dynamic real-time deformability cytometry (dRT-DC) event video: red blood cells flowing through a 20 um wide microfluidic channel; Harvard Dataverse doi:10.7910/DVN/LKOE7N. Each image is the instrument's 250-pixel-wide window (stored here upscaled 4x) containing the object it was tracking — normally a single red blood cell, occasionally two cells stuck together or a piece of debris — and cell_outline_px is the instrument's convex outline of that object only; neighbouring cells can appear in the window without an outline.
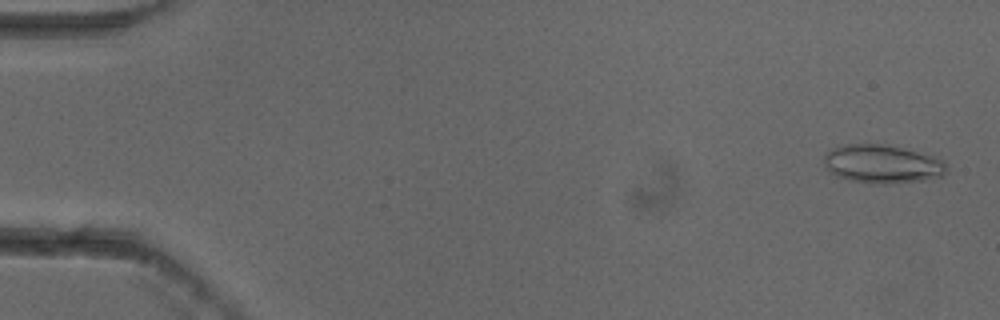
{"species": "common noctule bat (a hibernating species)", "species_latin": "Nyctalus noctula", "temperature_condition": "cold", "stored_images_in_passage": 11, "camera_frame_rate_fps": 3000, "um_per_image_px": 0.085, "animal": {"sex": "female"}, "frame": {"image": 1, "passage_image": 2, "time_ms": 0.333, "image_size_px": [1000, 320], "cell_outline_px": [[948, 172], [944, 176], [924, 180], [884, 184], [852, 180], [836, 176], [824, 164], [824, 152], [848, 144], [880, 144], [940, 156], [944, 160], [948, 168]], "centroid_in_image_um": [75.08, 13.94], "position_along_channel_um": 9.9, "area_um2": 27.46}}